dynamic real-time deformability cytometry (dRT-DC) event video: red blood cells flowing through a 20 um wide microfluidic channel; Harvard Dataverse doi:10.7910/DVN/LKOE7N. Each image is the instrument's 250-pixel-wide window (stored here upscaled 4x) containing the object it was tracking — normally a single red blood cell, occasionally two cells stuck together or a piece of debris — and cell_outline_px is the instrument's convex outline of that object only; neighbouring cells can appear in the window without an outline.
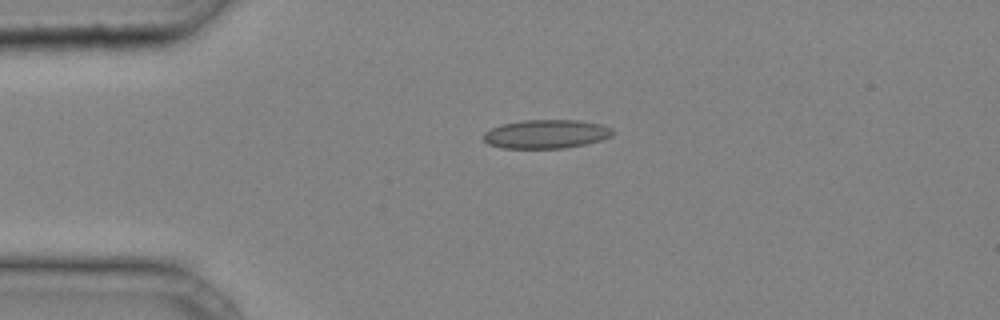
{"species": "common noctule bat (a hibernating species)", "species_latin": "Nyctalus noctula", "temperature_condition": "cold", "stored_images_in_passage": 30, "camera_frame_rate_fps": 3000, "um_per_image_px": 0.085, "animal": {"sex": "male", "body_mass_g": 20.4}, "frame": {"image": 1, "passage_image": 1, "time_ms": 0.0, "image_size_px": [1000, 320], "cell_outline_px": [[612, 136], [600, 140], [584, 144], [564, 148], [500, 148], [488, 144], [484, 140], [484, 132], [500, 124], [524, 120], [580, 120], [604, 124], [612, 128]], "centroid_in_image_um": [46.42, 11.38], "position_along_channel_um": 38.6, "area_um2": 21.73}}
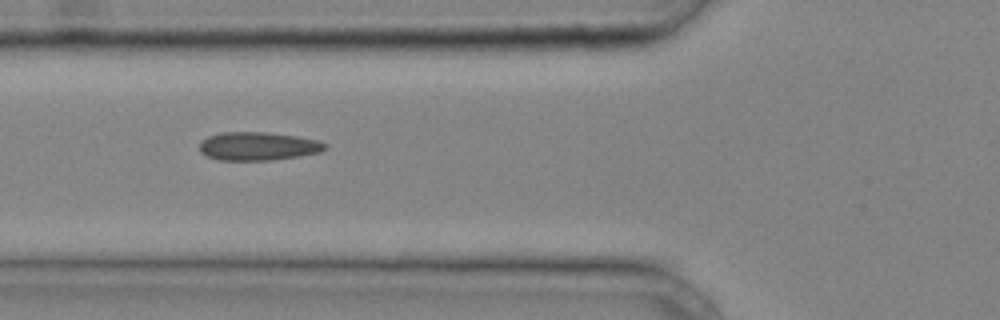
{"frame": {"image": 2, "passage_image": 7, "time_ms": 2.0, "image_size_px": [1000, 320], "cell_outline_px": [[328, 148], [320, 152], [300, 156], [272, 160], [220, 160], [208, 156], [200, 152], [200, 144], [208, 136], [220, 132], [264, 132], [296, 136], [320, 140], [328, 144]], "centroid_in_image_um": [21.99, 12.42], "position_along_channel_um": 103.8, "area_um2": 20.81}}
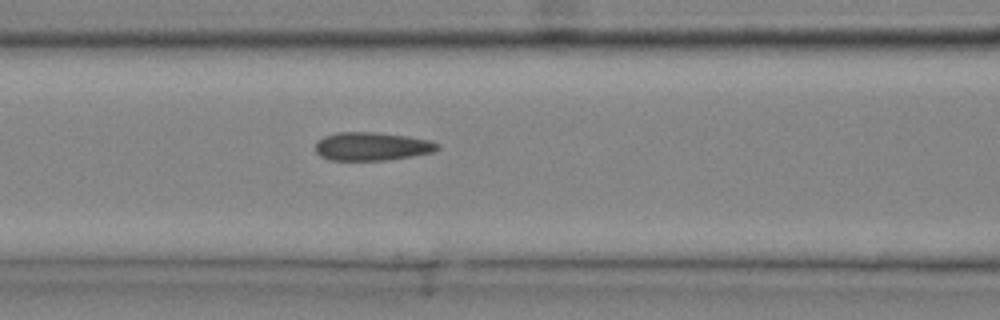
{"frame": {"image": 3, "passage_image": 9, "time_ms": 2.667, "image_size_px": [1000, 320], "cell_outline_px": [[440, 148], [432, 152], [412, 156], [384, 160], [328, 160], [320, 156], [316, 152], [316, 140], [324, 136], [336, 132], [372, 132], [408, 136], [432, 140], [440, 144]], "centroid_in_image_um": [31.61, 12.44], "position_along_channel_um": 135.0, "area_um2": 20.29}}